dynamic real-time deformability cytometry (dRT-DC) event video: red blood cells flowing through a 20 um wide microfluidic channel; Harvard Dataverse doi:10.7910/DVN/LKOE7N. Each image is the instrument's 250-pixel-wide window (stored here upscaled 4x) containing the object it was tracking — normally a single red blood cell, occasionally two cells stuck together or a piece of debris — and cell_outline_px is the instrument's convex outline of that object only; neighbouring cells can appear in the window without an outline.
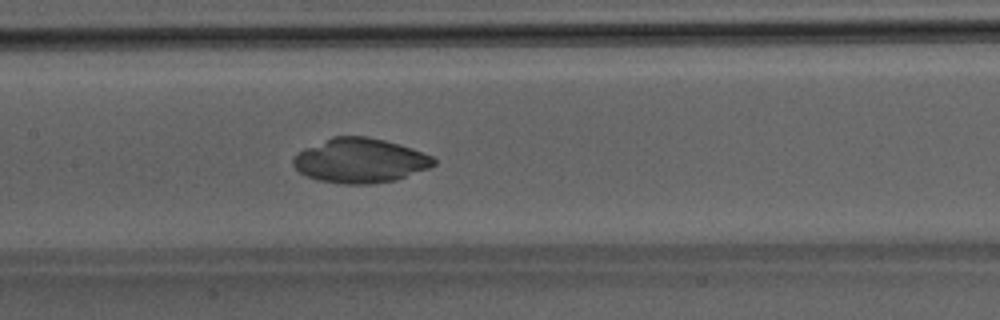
{"species": "Egyptian fruit bat (a non-hibernating species)", "species_latin": "Rousettus aegyptiacus", "temperature_condition": "room temperature", "stored_images_in_passage": 49, "segment_of_instrument_passage": [1, 2], "camera_frame_rate_fps": 3000, "um_per_image_px": 0.085, "animal": {"sex": "male"}, "frame": {"image": 1, "passage_image": 24, "time_ms": 7.667, "image_size_px": [1000, 320], "cell_outline_px": [[436, 164], [428, 168], [396, 180], [372, 184], [344, 184], [316, 180], [300, 172], [292, 164], [292, 160], [296, 152], [304, 148], [332, 136], [368, 136], [384, 140], [412, 148], [432, 156], [436, 160]], "centroid_in_image_um": [30.58, 13.65], "position_along_channel_um": 176.8, "area_um2": 36.59}}
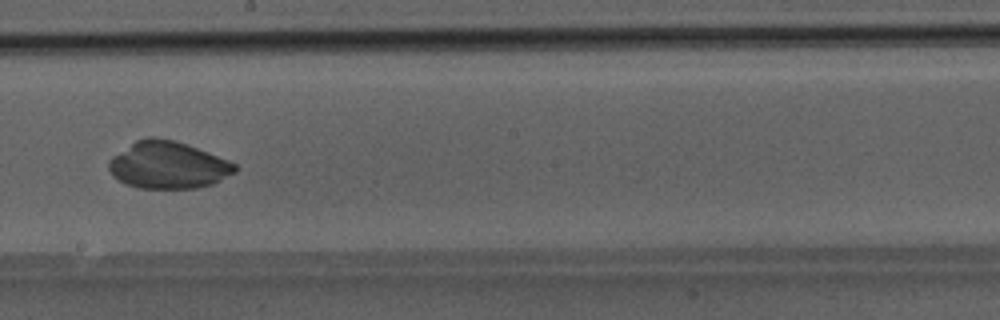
{"frame": {"image": 2, "passage_image": 28, "time_ms": 9.0, "image_size_px": [1000, 320], "cell_outline_px": [[240, 168], [236, 172], [212, 184], [196, 188], [140, 188], [124, 184], [112, 176], [108, 168], [108, 160], [112, 156], [136, 140], [148, 136], [156, 136], [176, 140], [208, 152], [228, 160], [236, 164]], "centroid_in_image_um": [14.27, 14.02], "position_along_channel_um": 233.9, "area_um2": 34.97}}
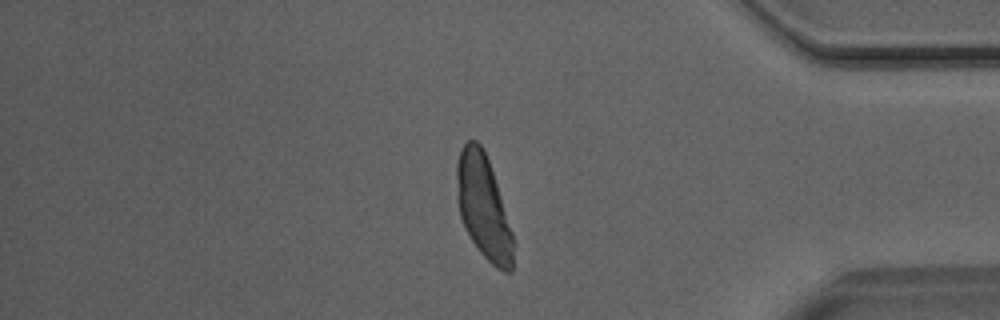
{"frame": {"image": 3, "passage_image": 41, "time_ms": 13.333, "image_size_px": [1000, 320], "cell_outline_px": [[512, 272], [504, 272], [496, 268], [480, 252], [464, 228], [460, 216], [456, 200], [456, 164], [460, 148], [468, 140], [476, 140], [484, 148], [512, 232]], "centroid_in_image_um": [41.04, 17.55], "position_along_channel_um": 394.2, "area_um2": 33.87}}